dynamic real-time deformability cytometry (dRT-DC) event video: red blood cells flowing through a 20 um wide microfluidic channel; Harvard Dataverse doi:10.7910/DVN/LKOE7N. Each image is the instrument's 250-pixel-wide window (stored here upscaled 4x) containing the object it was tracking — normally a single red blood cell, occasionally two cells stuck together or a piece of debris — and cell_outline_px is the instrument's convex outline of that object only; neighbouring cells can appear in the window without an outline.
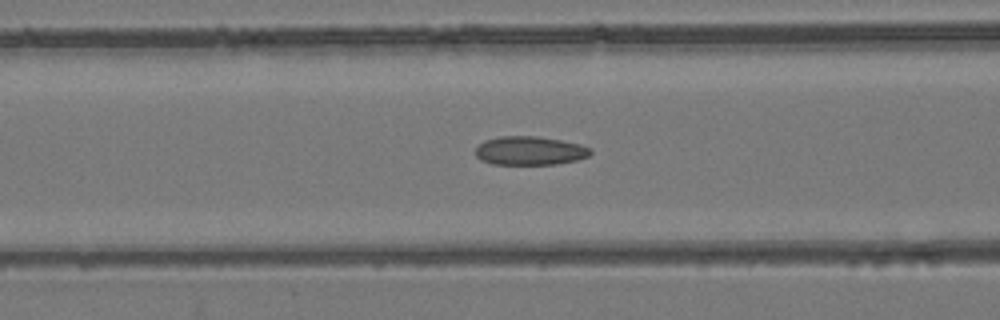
{"species": "common noctule bat (a hibernating species)", "species_latin": "Nyctalus noctula", "temperature_condition": "room temperature", "stored_images_in_passage": 53, "camera_frame_rate_fps": 3000, "um_per_image_px": 0.085, "animal": {"sex": "female", "body_mass_g": 24.6, "forearm_length_mm": 56.2}, "frame": {"image": 1, "passage_image": 22, "time_ms": 7.0, "image_size_px": [1000, 320], "cell_outline_px": [[592, 152], [588, 156], [576, 160], [556, 164], [492, 164], [480, 160], [476, 156], [476, 148], [484, 140], [500, 136], [536, 136], [560, 140], [580, 144], [592, 148]], "centroid_in_image_um": [45.03, 12.81], "position_along_channel_um": 121.6, "area_um2": 19.25}}
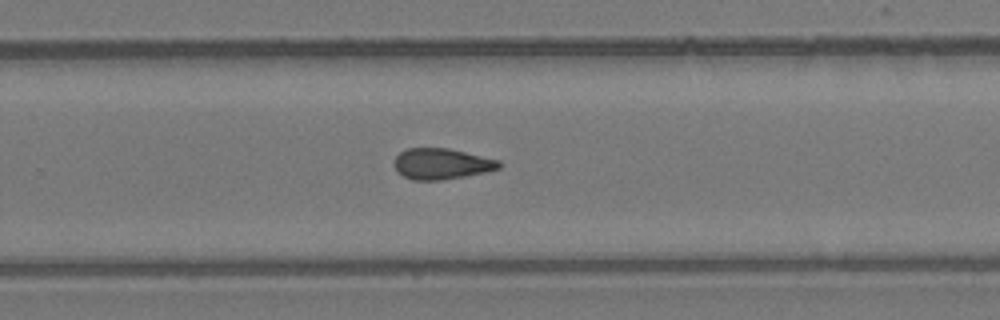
{"frame": {"image": 2, "passage_image": 35, "time_ms": 11.333, "image_size_px": [1000, 320], "cell_outline_px": [[500, 168], [484, 172], [444, 180], [412, 180], [404, 176], [396, 168], [396, 156], [400, 152], [408, 148], [448, 148], [500, 160]], "centroid_in_image_um": [37.56, 13.92], "position_along_channel_um": 292.2, "area_um2": 18.61}}
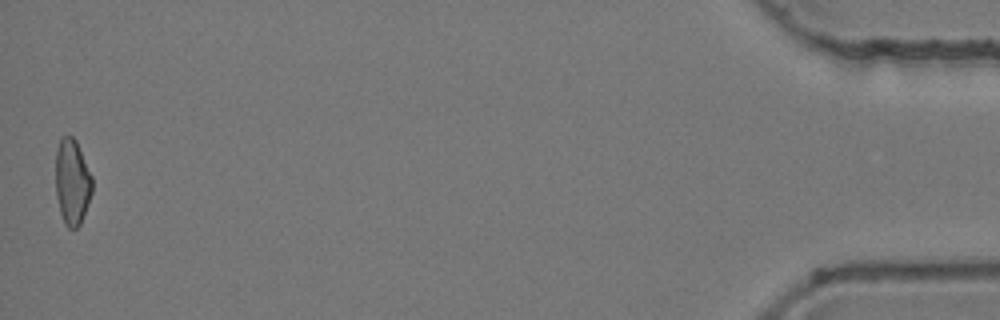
{"frame": {"image": 3, "passage_image": 53, "time_ms": 17.333, "image_size_px": [1000, 320], "cell_outline_px": [[92, 192], [80, 224], [76, 228], [68, 228], [64, 224], [60, 212], [56, 196], [56, 152], [60, 136], [72, 136], [76, 140], [92, 176]], "centroid_in_image_um": [6.12, 15.45], "position_along_channel_um": 429.1, "area_um2": 18.26}, "authors_computed_cell_mechanics": {"area_um2": 19.3052, "velocity_mm_per_s": 3.9528, "shape_relaxation_time_tau1_ms": null, "shape_relaxation_time_tau2_ms": 2.6488, "deformation_change_tau1": null, "deformation_change_tau2": 0.1058}}